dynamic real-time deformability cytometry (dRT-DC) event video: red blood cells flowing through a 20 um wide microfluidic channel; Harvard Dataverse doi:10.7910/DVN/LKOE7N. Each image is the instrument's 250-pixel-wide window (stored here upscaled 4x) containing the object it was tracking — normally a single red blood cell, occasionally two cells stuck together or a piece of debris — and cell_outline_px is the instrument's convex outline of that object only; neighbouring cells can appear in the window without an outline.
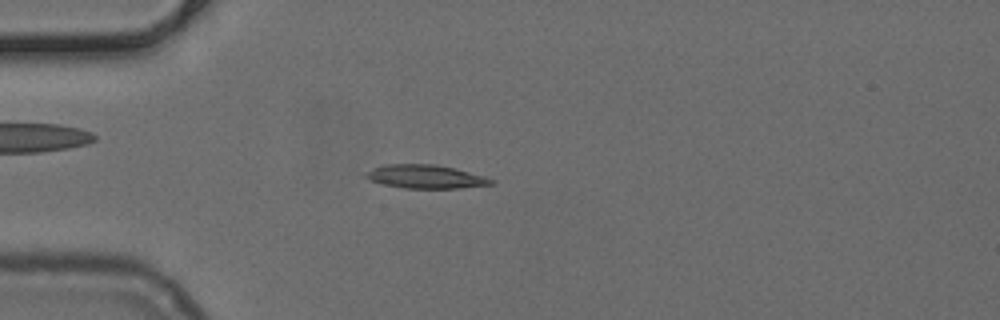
{"species": "common noctule bat (a hibernating species)", "species_latin": "Nyctalus noctula", "temperature_condition": "cold", "stored_images_in_passage": 50, "camera_frame_rate_fps": 3000, "um_per_image_px": 0.085, "animal": {"sex": "female", "body_mass_g": 24.6, "forearm_length_mm": 56.2}, "frame": {"image": 1, "passage_image": 13, "time_ms": 4.0, "image_size_px": [1000, 320], "cell_outline_px": [[496, 184], [460, 188], [404, 188], [384, 184], [372, 180], [364, 176], [364, 172], [372, 168], [384, 164], [436, 164], [484, 176], [496, 180]], "centroid_in_image_um": [36.18, 15.01], "position_along_channel_um": 48.8, "area_um2": 17.17}}
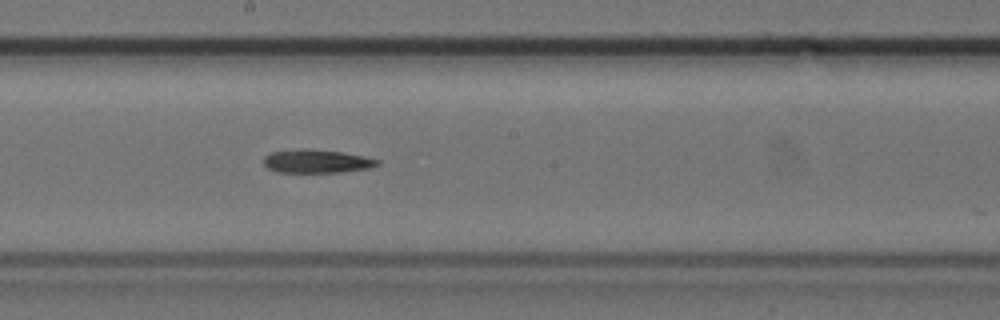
{"frame": {"image": 2, "passage_image": 27, "time_ms": 8.667, "image_size_px": [1000, 320], "cell_outline_px": [[380, 164], [368, 168], [340, 172], [276, 172], [268, 168], [264, 164], [264, 156], [272, 152], [304, 148], [308, 148], [340, 152], [364, 156], [380, 160]], "centroid_in_image_um": [26.91, 13.7], "position_along_channel_um": 221.3, "area_um2": 15.43}}
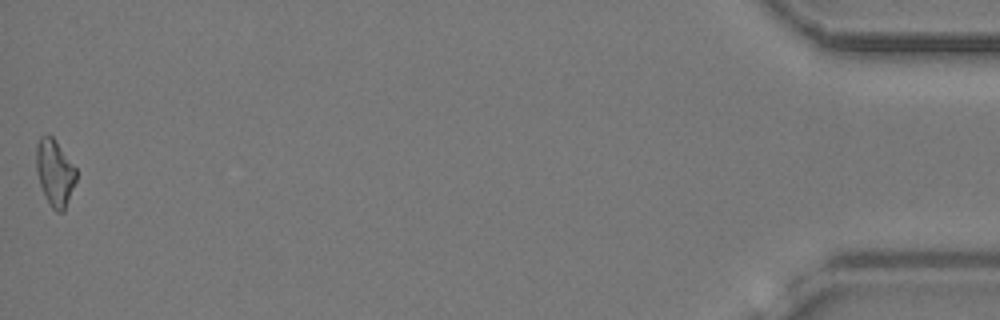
{"frame": {"image": 3, "passage_image": 50, "time_ms": 16.333, "image_size_px": [1000, 320], "cell_outline_px": [[76, 180], [64, 212], [56, 212], [52, 208], [40, 184], [36, 172], [36, 144], [40, 136], [52, 136], [76, 168]], "centroid_in_image_um": [4.65, 14.68], "position_along_channel_um": 430.5, "area_um2": 15.26}}